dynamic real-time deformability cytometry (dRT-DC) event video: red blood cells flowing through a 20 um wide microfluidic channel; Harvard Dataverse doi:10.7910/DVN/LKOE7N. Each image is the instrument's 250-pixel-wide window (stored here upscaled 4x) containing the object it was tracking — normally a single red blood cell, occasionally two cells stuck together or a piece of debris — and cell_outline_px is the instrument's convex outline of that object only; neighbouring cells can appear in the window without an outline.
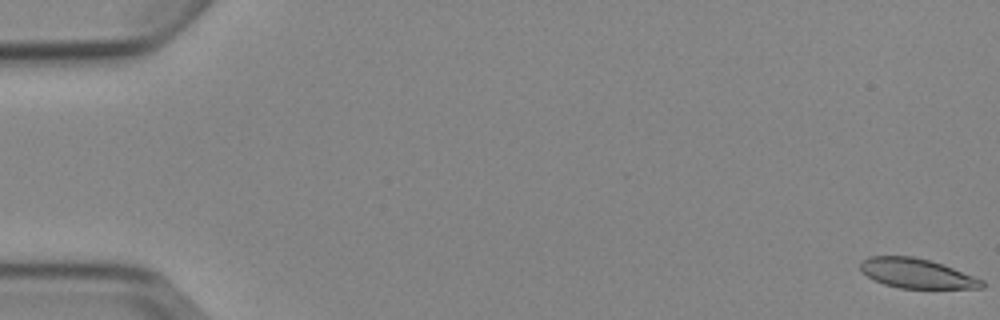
{"species": "Egyptian fruit bat (a non-hibernating species)", "species_latin": "Rousettus aegyptiacus", "temperature_condition": "cold", "stored_images_in_passage": 10, "camera_frame_rate_fps": 3000, "um_per_image_px": 0.085, "animal": {"sex": "female"}, "frame": {"image": 1, "passage_image": 1, "time_ms": 0.0, "image_size_px": [1000, 320], "cell_outline_px": [[984, 288], [900, 288], [884, 284], [868, 276], [860, 268], [860, 264], [868, 256], [912, 256], [944, 264], [984, 280]], "centroid_in_image_um": [77.96, 23.23], "position_along_channel_um": 7.0, "area_um2": 20.81}}
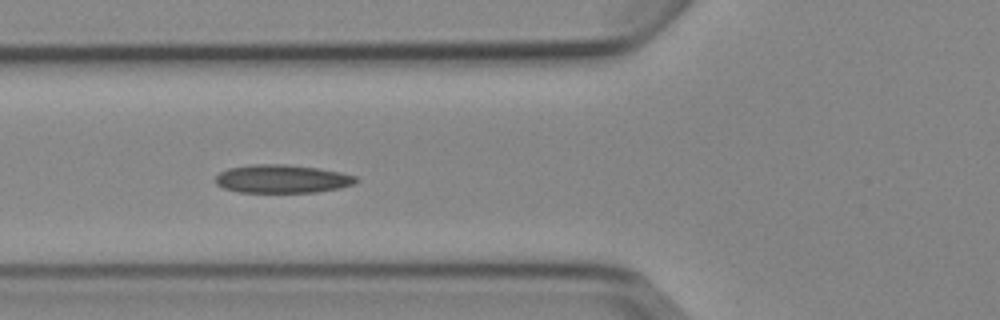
{"frame": {"image": 2, "passage_image": 7, "time_ms": 6.667, "image_size_px": [1000, 320], "cell_outline_px": [[360, 180], [356, 184], [340, 188], [316, 192], [240, 192], [224, 188], [216, 184], [216, 176], [220, 172], [228, 168], [252, 164], [284, 164], [316, 168], [340, 172], [356, 176]], "centroid_in_image_um": [24.01, 15.2], "position_along_channel_um": 101.8, "area_um2": 23.18}}
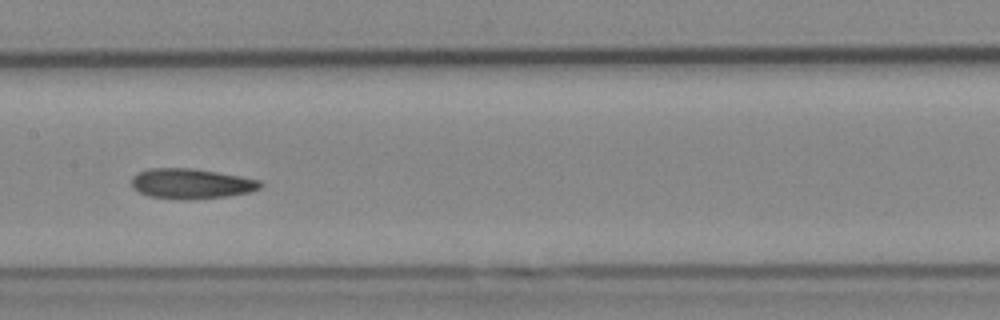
{"frame": {"image": 3, "passage_image": 9, "time_ms": 9.0, "image_size_px": [1000, 320], "cell_outline_px": [[264, 184], [260, 188], [248, 192], [228, 196], [188, 200], [148, 196], [132, 188], [132, 176], [136, 172], [148, 168], [192, 168], [240, 176], [260, 180]], "centroid_in_image_um": [16.23, 15.61], "position_along_channel_um": 191.2, "area_um2": 22.72}}